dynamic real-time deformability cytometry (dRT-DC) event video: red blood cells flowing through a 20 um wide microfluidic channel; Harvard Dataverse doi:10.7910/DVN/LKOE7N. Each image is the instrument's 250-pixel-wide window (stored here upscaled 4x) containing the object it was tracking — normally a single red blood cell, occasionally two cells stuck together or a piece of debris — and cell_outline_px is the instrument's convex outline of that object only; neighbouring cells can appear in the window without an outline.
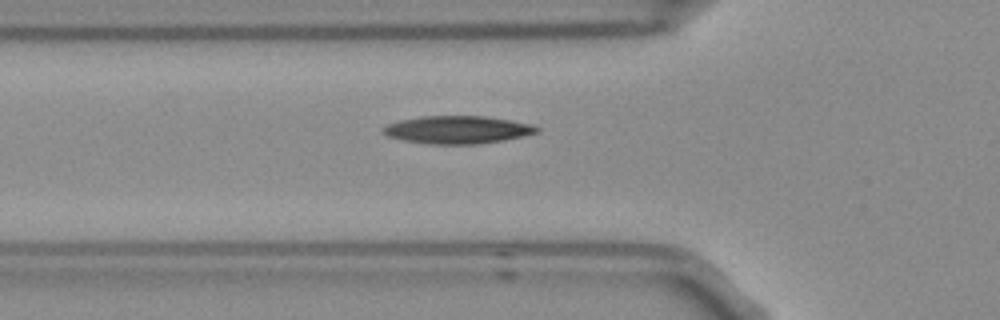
{"species": "Egyptian fruit bat (a non-hibernating species)", "species_latin": "Rousettus aegyptiacus", "temperature_condition": "room temperature", "stored_images_in_passage": 4, "camera_frame_rate_fps": 3000, "um_per_image_px": 0.085, "frame": {"image": 1, "passage_image": 4, "time_ms": 1.0, "image_size_px": [1000, 320], "cell_outline_px": [[540, 132], [524, 136], [504, 140], [476, 144], [428, 144], [404, 140], [388, 136], [380, 128], [388, 124], [400, 120], [420, 116], [484, 116], [512, 120], [532, 124], [540, 128]], "centroid_in_image_um": [38.92, 11.02], "position_along_channel_um": 86.9, "area_um2": 24.97}}